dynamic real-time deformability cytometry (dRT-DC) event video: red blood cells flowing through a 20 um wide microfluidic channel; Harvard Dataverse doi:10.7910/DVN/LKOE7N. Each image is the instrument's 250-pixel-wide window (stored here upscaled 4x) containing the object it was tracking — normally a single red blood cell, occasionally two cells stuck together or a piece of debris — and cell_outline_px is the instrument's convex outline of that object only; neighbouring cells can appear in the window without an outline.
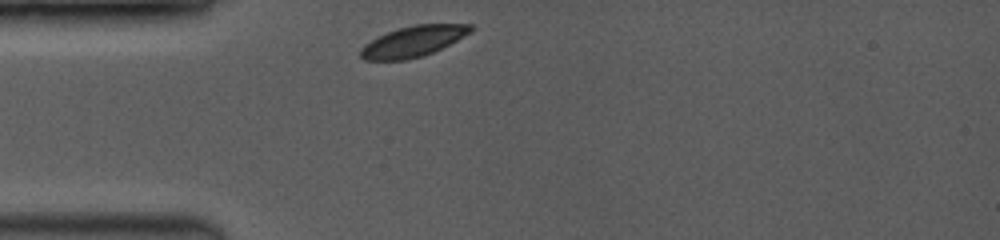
{"species": "common noctule bat (a hibernating species)", "species_latin": "Nyctalus noctula", "temperature_condition": "room temperature", "stored_images_in_passage": 19, "camera_frame_rate_fps": 3500, "um_per_image_px": 0.085, "animal": {"sex": "female", "body_mass_g": 19.0, "forearm_length_mm": 53.3}, "frame": {"image": 1, "passage_image": 1, "time_ms": 0.0, "image_size_px": [1000, 240], "cell_outline_px": [[476, 28], [472, 32], [432, 52], [420, 56], [404, 60], [364, 60], [360, 56], [360, 48], [364, 44], [376, 36], [400, 28], [416, 24], [472, 24]], "centroid_in_image_um": [35.1, 3.5], "position_along_channel_um": 49.9, "area_um2": 19.59}}
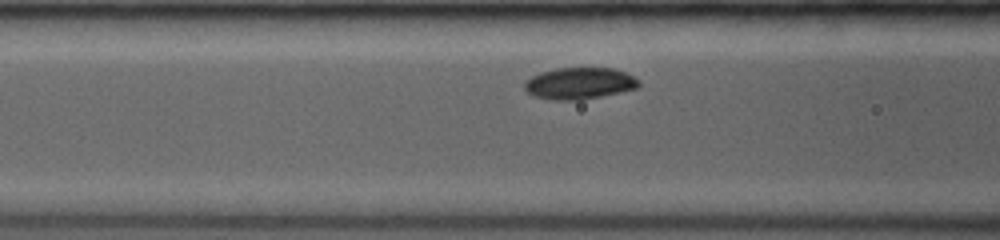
{"frame": {"image": 2, "passage_image": 10, "time_ms": 2.0, "image_size_px": [1000, 240], "cell_outline_px": [[640, 84], [636, 88], [600, 96], [580, 100], [552, 100], [532, 96], [524, 88], [524, 84], [532, 76], [540, 72], [556, 68], [612, 68], [624, 72], [640, 80]], "centroid_in_image_um": [49.22, 7.08], "position_along_channel_um": 117.4, "area_um2": 20.92}}
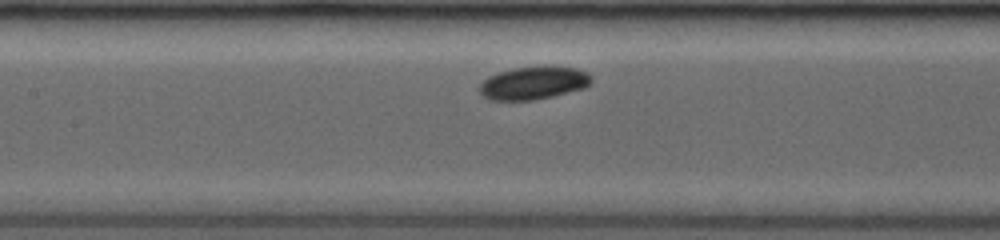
{"frame": {"image": 3, "passage_image": 16, "time_ms": 3.143, "image_size_px": [1000, 240], "cell_outline_px": [[592, 80], [584, 88], [552, 96], [532, 100], [488, 100], [480, 92], [480, 84], [488, 76], [512, 68], [548, 64], [576, 68], [588, 72], [592, 76]], "centroid_in_image_um": [45.37, 7.02], "position_along_channel_um": 162.0, "area_um2": 21.79}}